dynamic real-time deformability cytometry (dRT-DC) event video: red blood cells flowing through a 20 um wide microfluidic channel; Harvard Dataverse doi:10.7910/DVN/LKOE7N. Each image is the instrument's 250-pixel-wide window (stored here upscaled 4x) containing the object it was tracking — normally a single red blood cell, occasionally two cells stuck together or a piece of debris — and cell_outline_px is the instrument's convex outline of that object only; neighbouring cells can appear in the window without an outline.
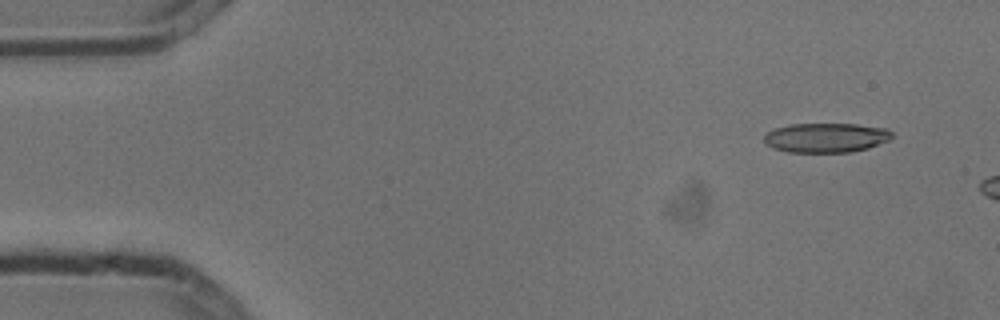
{"species": "common noctule bat (a hibernating species)", "species_latin": "Nyctalus noctula", "temperature_condition": "cold", "stored_images_in_passage": 3, "camera_frame_rate_fps": 3000, "um_per_image_px": 0.085, "animal": {"sex": "male", "body_mass_g": 13.3}, "frame": {"image": 1, "passage_image": 1, "time_ms": 0.0, "image_size_px": [1000, 320], "cell_outline_px": [[892, 140], [868, 148], [848, 152], [788, 152], [772, 148], [764, 144], [764, 136], [768, 132], [776, 128], [788, 124], [856, 124], [888, 128], [892, 132]], "centroid_in_image_um": [70.23, 11.7], "position_along_channel_um": 14.8, "area_um2": 22.2}}